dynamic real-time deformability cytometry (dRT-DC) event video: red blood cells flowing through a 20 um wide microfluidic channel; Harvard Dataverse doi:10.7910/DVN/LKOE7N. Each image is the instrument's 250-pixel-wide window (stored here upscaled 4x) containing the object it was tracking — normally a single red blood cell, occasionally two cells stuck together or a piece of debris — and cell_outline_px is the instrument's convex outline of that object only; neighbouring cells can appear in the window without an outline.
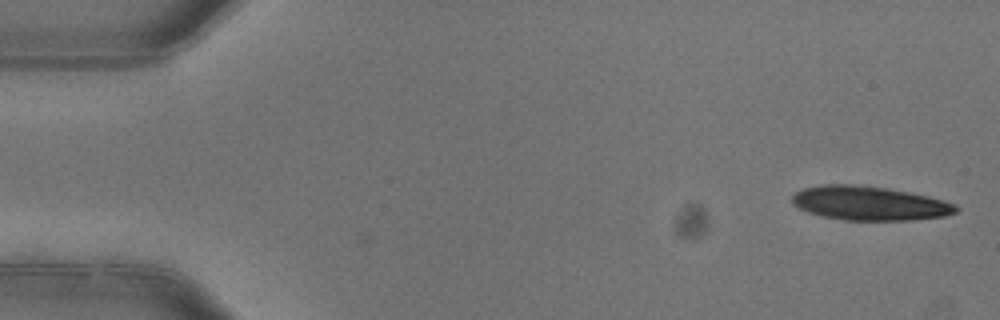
{"species": "common noctule bat (a hibernating species)", "species_latin": "Nyctalus noctula", "temperature_condition": "warm", "stored_images_in_passage": 4, "camera_frame_rate_fps": 3000, "um_per_image_px": 0.085, "animal": {"sex": "female"}, "frame": {"image": 1, "passage_image": 1, "time_ms": 0.0, "image_size_px": [1000, 320], "cell_outline_px": [[960, 208], [956, 212], [944, 216], [912, 220], [844, 220], [820, 216], [808, 212], [792, 204], [792, 196], [796, 192], [804, 188], [824, 184], [852, 184], [888, 188], [928, 196], [944, 200], [956, 204]], "centroid_in_image_um": [73.91, 17.28], "position_along_channel_um": 11.1, "area_um2": 32.6}}